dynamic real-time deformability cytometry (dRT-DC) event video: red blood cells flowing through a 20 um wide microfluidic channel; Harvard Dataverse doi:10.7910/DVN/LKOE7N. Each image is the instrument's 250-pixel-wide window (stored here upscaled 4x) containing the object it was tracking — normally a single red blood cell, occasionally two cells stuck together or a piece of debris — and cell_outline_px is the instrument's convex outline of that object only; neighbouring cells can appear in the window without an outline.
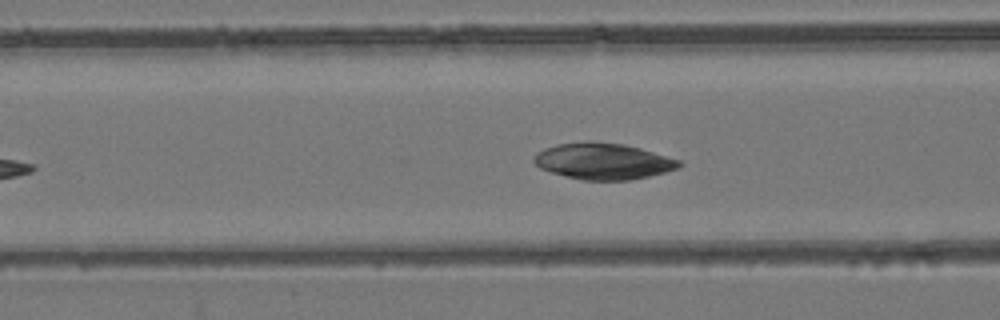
{"species": "common noctule bat (a hibernating species)", "species_latin": "Nyctalus noctula", "temperature_condition": "room temperature", "stored_images_in_passage": 38, "camera_frame_rate_fps": 3000, "um_per_image_px": 0.085, "animal": {"sex": "female", "body_mass_g": 24.6, "forearm_length_mm": 56.2}, "frame": {"image": 1, "passage_image": 12, "time_ms": 3.667, "image_size_px": [1000, 320], "cell_outline_px": [[684, 164], [680, 168], [648, 176], [628, 180], [580, 180], [552, 172], [540, 168], [532, 160], [536, 152], [544, 148], [556, 144], [588, 140], [624, 144], [640, 148], [680, 160]], "centroid_in_image_um": [51.25, 13.69], "position_along_channel_um": 115.3, "area_um2": 30.87}}
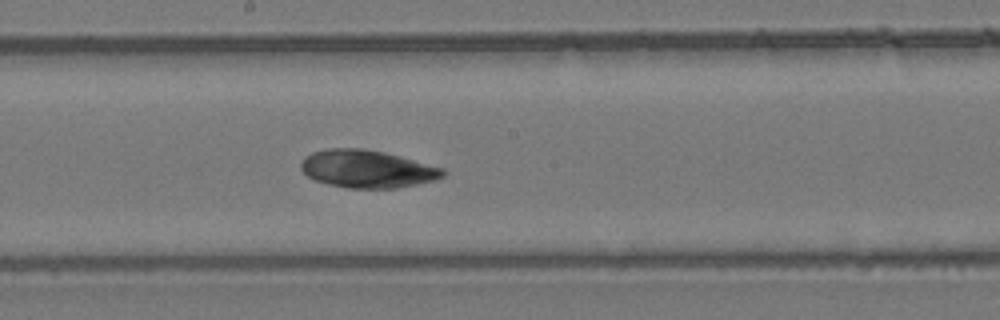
{"frame": {"image": 2, "passage_image": 20, "time_ms": 6.333, "image_size_px": [1000, 320], "cell_outline_px": [[444, 176], [432, 180], [416, 184], [396, 188], [348, 188], [328, 184], [316, 180], [308, 176], [300, 168], [300, 164], [304, 156], [312, 152], [328, 148], [364, 148], [384, 152], [444, 168]], "centroid_in_image_um": [31.17, 14.35], "position_along_channel_um": 217.0, "area_um2": 31.04}}
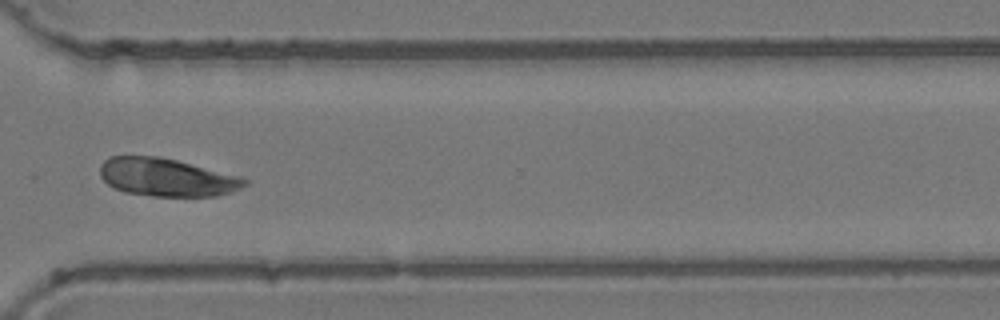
{"frame": {"image": 3, "passage_image": 31, "time_ms": 10.0, "image_size_px": [1000, 320], "cell_outline_px": [[248, 184], [232, 192], [216, 196], [152, 196], [124, 192], [108, 184], [100, 176], [100, 164], [108, 156], [160, 156], [240, 176], [248, 180]], "centroid_in_image_um": [14.16, 15.07], "position_along_channel_um": 356.4, "area_um2": 32.08}}